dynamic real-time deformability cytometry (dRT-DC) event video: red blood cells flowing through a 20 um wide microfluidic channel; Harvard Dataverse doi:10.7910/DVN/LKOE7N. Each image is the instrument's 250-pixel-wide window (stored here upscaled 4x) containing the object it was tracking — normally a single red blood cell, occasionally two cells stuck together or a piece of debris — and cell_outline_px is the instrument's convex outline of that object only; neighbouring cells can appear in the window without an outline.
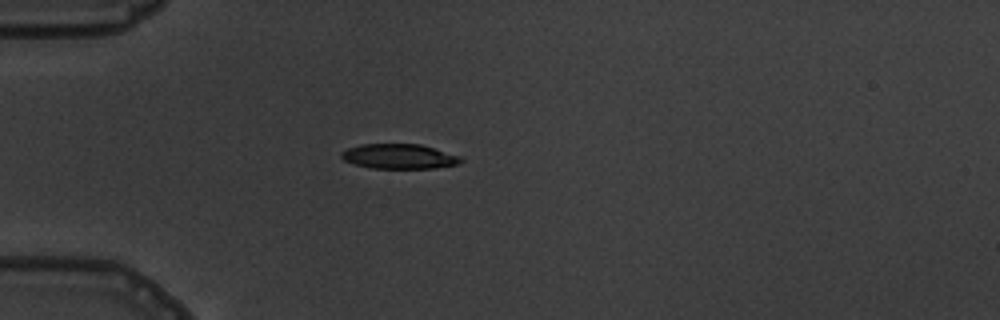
{"species": "common noctule bat (a hibernating species)", "species_latin": "Nyctalus noctula", "temperature_condition": "warm", "stored_images_in_passage": 2, "camera_frame_rate_fps": 3000, "um_per_image_px": 0.085, "animal": {"sex": "male", "body_mass_g": 19.5, "forearm_length_mm": 54.6}, "frame": {"image": 1, "passage_image": 1, "time_ms": 0.0, "image_size_px": [1000, 320], "cell_outline_px": [[464, 160], [460, 164], [436, 168], [372, 168], [356, 164], [344, 160], [340, 156], [340, 152], [348, 148], [360, 144], [420, 144], [460, 156]], "centroid_in_image_um": [33.94, 13.29], "position_along_channel_um": 51.1, "area_um2": 17.28}}